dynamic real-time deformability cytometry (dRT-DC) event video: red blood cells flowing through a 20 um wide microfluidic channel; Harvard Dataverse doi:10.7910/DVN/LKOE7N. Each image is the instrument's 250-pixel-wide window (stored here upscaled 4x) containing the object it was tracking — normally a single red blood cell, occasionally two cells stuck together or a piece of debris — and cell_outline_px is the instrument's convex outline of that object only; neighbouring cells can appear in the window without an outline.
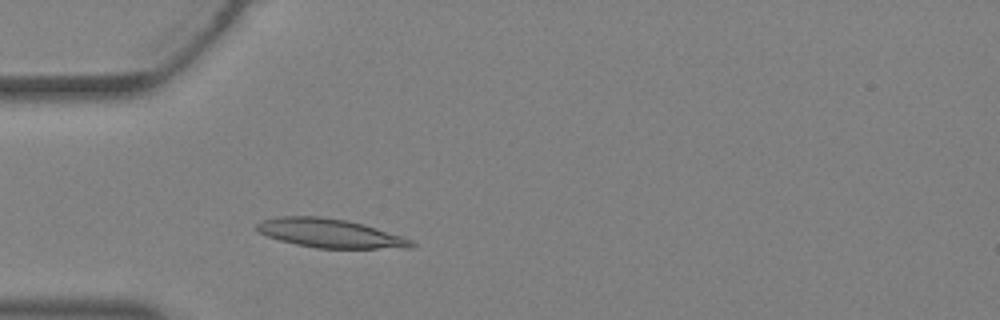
{"species": "Egyptian fruit bat (a non-hibernating species)", "species_latin": "Rousettus aegyptiacus", "temperature_condition": "warm", "stored_images_in_passage": 22, "camera_frame_rate_fps": 3000, "um_per_image_px": 0.085, "animal": {"sex": "female"}, "frame": {"image": 1, "passage_image": 1, "time_ms": 0.0, "image_size_px": [1000, 320], "cell_outline_px": [[416, 244], [412, 248], [316, 248], [296, 244], [280, 240], [268, 236], [260, 232], [256, 228], [256, 224], [260, 220], [276, 216], [320, 216], [348, 220], [364, 224], [404, 236], [412, 240]], "centroid_in_image_um": [28.07, 19.82], "position_along_channel_um": 56.9, "area_um2": 26.18}}
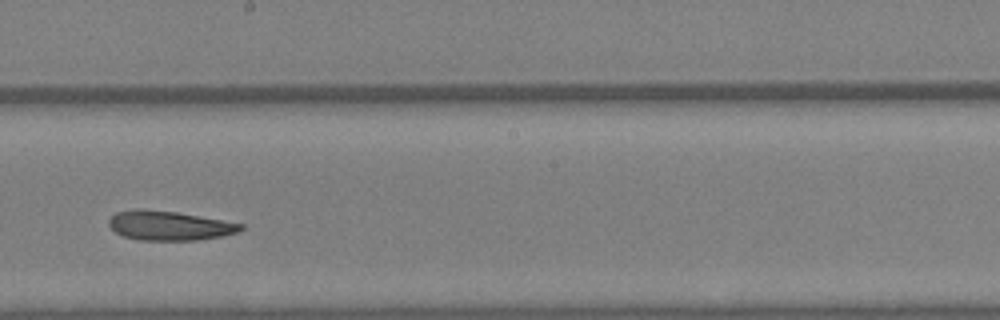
{"frame": {"image": 2, "passage_image": 11, "time_ms": 3.333, "image_size_px": [1000, 320], "cell_outline_px": [[244, 228], [236, 232], [224, 236], [196, 240], [140, 240], [124, 236], [116, 232], [108, 224], [108, 220], [116, 212], [136, 208], [140, 208], [176, 212], [244, 224]], "centroid_in_image_um": [14.37, 19.17], "position_along_channel_um": 233.8, "area_um2": 22.48}}
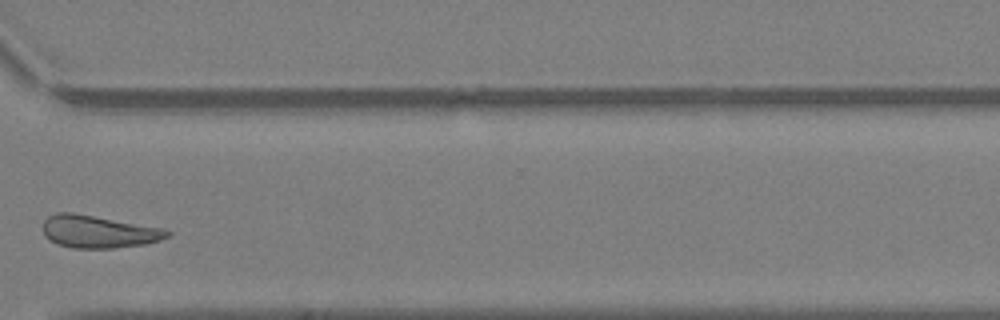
{"frame": {"image": 3, "passage_image": 18, "time_ms": 5.667, "image_size_px": [1000, 320], "cell_outline_px": [[172, 232], [168, 236], [160, 240], [144, 244], [112, 248], [72, 248], [56, 244], [44, 236], [44, 220], [48, 216], [56, 212], [72, 212], [164, 228]], "centroid_in_image_um": [8.36, 19.69], "position_along_channel_um": 362.2, "area_um2": 23.58}}